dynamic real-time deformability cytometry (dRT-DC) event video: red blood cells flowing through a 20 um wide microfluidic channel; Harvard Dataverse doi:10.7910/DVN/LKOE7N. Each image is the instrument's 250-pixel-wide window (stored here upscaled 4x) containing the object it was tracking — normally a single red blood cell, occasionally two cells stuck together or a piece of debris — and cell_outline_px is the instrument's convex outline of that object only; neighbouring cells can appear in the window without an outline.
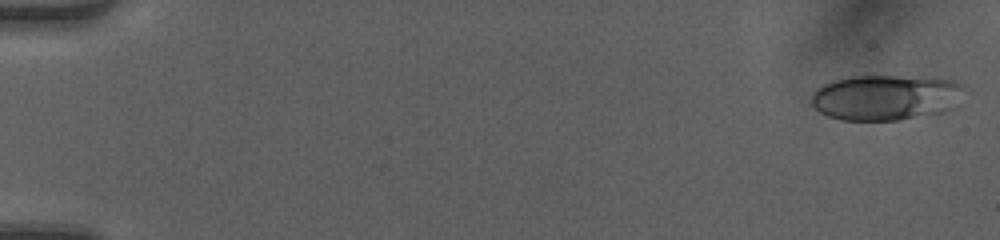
{"species": "human", "species_latin": "Homo sapiens", "temperature_condition": "room temperature", "stored_images_in_passage": 48, "camera_frame_rate_fps": 3000, "um_per_image_px": 0.085, "donor": {"sex": "female"}, "frame": {"image": 1, "passage_image": 1, "time_ms": 0.0, "image_size_px": [1000, 240], "cell_outline_px": [[968, 88], [960, 108], [948, 112], [896, 120], [840, 120], [828, 116], [820, 112], [812, 104], [812, 96], [816, 88], [824, 84], [848, 76], [896, 76], [956, 80], [964, 84]], "centroid_in_image_um": [75.45, 8.29], "position_along_channel_um": 9.5, "area_um2": 41.5}}
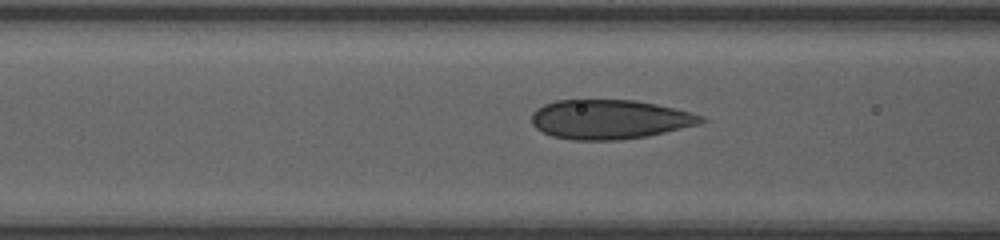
{"frame": {"image": 2, "passage_image": 20, "time_ms": 6.333, "image_size_px": [1000, 240], "cell_outline_px": [[708, 120], [700, 124], [648, 136], [620, 140], [572, 140], [552, 136], [536, 128], [532, 124], [532, 112], [536, 108], [544, 104], [556, 100], [636, 100], [656, 104], [692, 112], [704, 116]], "centroid_in_image_um": [51.84, 10.14], "position_along_channel_um": 114.8, "area_um2": 39.13}}
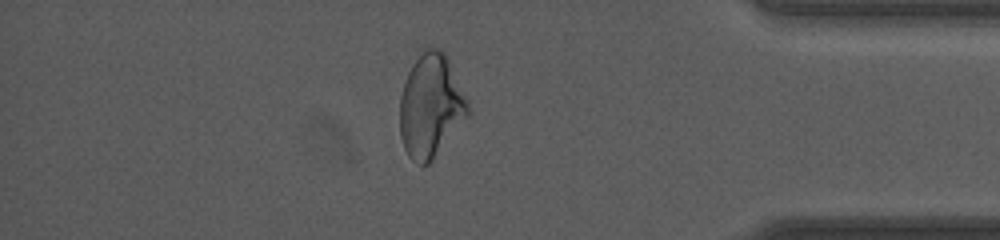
{"frame": {"image": 3, "passage_image": 42, "time_ms": 13.667, "image_size_px": [1000, 240], "cell_outline_px": [[472, 112], [432, 160], [428, 164], [416, 164], [408, 156], [404, 148], [400, 136], [400, 96], [408, 72], [412, 64], [424, 48], [440, 48], [448, 56], [468, 100]], "centroid_in_image_um": [36.64, 8.99], "position_along_channel_um": 398.6, "area_um2": 41.38}, "authors_computed_cell_mechanics": {"area_um2": 39.6797, "velocity_mm_per_s": 4.2214, "shape_relaxation_time_tau1_ms": 7.4596, "shape_relaxation_time_tau2_ms": 1.2053, "deformation_change_tau1": 0.1552, "deformation_change_tau2": 0.067}}